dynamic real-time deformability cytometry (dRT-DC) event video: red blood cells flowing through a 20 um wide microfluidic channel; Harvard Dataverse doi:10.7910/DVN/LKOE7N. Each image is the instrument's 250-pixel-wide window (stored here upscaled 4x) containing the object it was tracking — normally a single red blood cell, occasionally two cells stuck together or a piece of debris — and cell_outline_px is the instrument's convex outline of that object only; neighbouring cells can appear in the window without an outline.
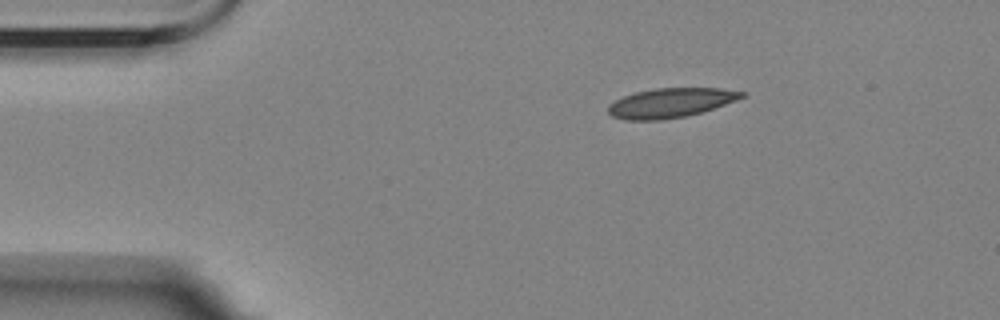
{"species": "Egyptian fruit bat (a non-hibernating species)", "species_latin": "Rousettus aegyptiacus", "temperature_condition": "room temperature", "stored_images_in_passage": 3, "camera_frame_rate_fps": 3000, "um_per_image_px": 0.085, "animal": {"sex": "female"}, "frame": {"image": 1, "passage_image": 1, "time_ms": 0.0, "image_size_px": [1000, 320], "cell_outline_px": [[748, 92], [744, 96], [736, 100], [700, 112], [684, 116], [660, 120], [624, 120], [612, 116], [608, 112], [608, 104], [624, 96], [636, 92], [656, 88], [720, 88]], "centroid_in_image_um": [56.98, 8.73], "position_along_channel_um": 28.0, "area_um2": 22.72}}
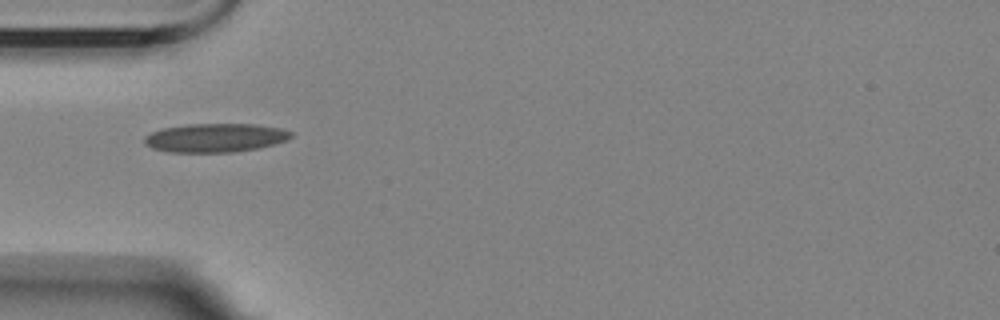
{"frame": {"image": 2, "passage_image": 3, "time_ms": 2.667, "image_size_px": [1000, 320], "cell_outline_px": [[292, 136], [288, 140], [276, 144], [260, 148], [232, 152], [168, 152], [152, 148], [144, 144], [144, 136], [160, 128], [188, 124], [256, 124], [280, 128], [292, 132]], "centroid_in_image_um": [18.3, 11.71], "position_along_channel_um": 66.7, "area_um2": 24.8}}